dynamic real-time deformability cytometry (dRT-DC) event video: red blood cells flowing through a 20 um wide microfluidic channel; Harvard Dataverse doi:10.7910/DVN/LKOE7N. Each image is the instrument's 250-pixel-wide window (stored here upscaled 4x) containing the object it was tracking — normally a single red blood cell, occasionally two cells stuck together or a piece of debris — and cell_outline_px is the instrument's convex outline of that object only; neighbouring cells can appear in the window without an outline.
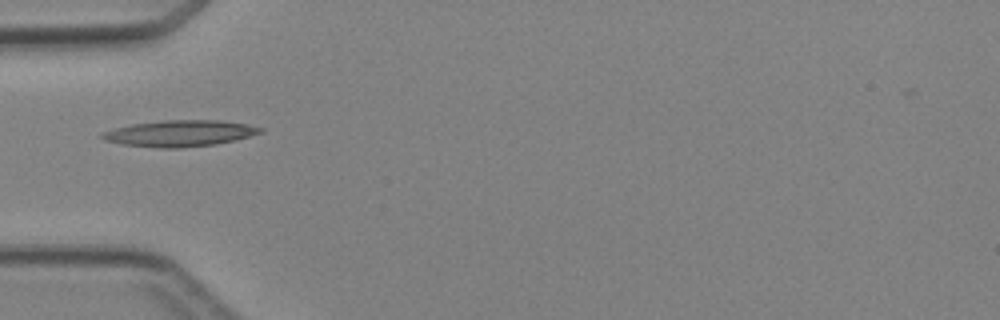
{"species": "Egyptian fruit bat (a non-hibernating species)", "species_latin": "Rousettus aegyptiacus", "temperature_condition": "cold", "stored_images_in_passage": 1, "camera_frame_rate_fps": 3000, "um_per_image_px": 0.085, "animal": {"sex": "female"}, "frame": {"image": 1, "passage_image": 1, "time_ms": 0.0, "image_size_px": [1000, 320], "cell_outline_px": [[264, 132], [216, 144], [180, 148], [160, 148], [120, 144], [104, 140], [100, 136], [100, 132], [132, 124], [164, 120], [220, 120], [248, 124], [264, 128]], "centroid_in_image_um": [15.26, 11.33], "position_along_channel_um": 69.7, "area_um2": 24.22}}